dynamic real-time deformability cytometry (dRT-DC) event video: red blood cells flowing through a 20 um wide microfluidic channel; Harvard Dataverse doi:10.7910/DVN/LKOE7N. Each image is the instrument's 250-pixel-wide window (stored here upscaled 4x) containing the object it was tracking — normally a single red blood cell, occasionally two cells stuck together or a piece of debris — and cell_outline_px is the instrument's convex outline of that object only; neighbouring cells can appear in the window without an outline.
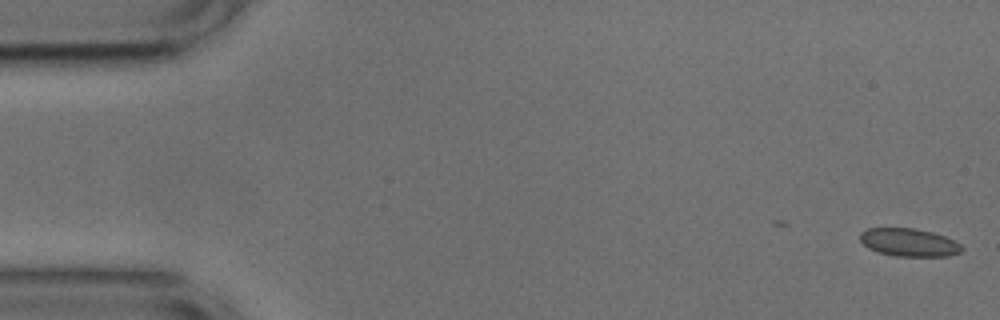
{"species": "common noctule bat (a hibernating species)", "species_latin": "Nyctalus noctula", "temperature_condition": "cold", "stored_images_in_passage": 16, "camera_frame_rate_fps": 3000, "um_per_image_px": 0.085, "animal": {"sex": "male", "body_mass_g": 17.9, "forearm_length_mm": 54.2}, "frame": {"image": 1, "passage_image": 1, "time_ms": 0.0, "image_size_px": [1000, 320], "cell_outline_px": [[964, 248], [960, 252], [948, 256], [896, 256], [880, 252], [868, 248], [860, 240], [860, 232], [868, 228], [912, 228], [932, 232], [944, 236], [960, 244]], "centroid_in_image_um": [77.25, 20.6], "position_along_channel_um": 7.7, "area_um2": 16.42}}
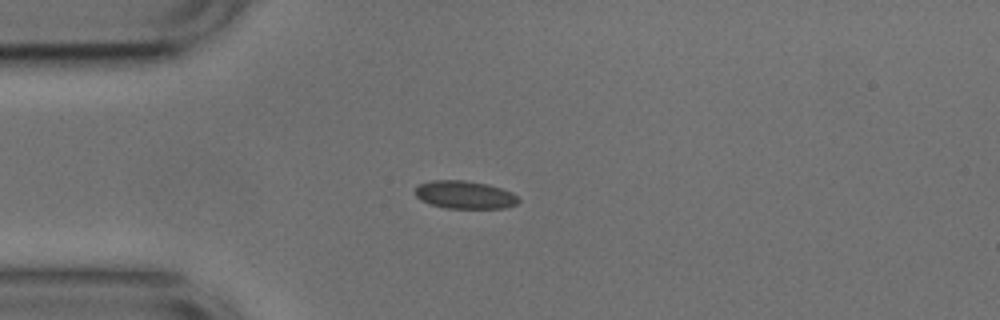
{"frame": {"image": 2, "passage_image": 13, "time_ms": 4.0, "image_size_px": [1000, 320], "cell_outline_px": [[520, 200], [516, 204], [504, 208], [444, 208], [420, 200], [416, 196], [416, 188], [420, 184], [432, 180], [464, 180], [488, 184], [512, 192]], "centroid_in_image_um": [39.51, 16.55], "position_along_channel_um": 45.5, "area_um2": 16.7}}